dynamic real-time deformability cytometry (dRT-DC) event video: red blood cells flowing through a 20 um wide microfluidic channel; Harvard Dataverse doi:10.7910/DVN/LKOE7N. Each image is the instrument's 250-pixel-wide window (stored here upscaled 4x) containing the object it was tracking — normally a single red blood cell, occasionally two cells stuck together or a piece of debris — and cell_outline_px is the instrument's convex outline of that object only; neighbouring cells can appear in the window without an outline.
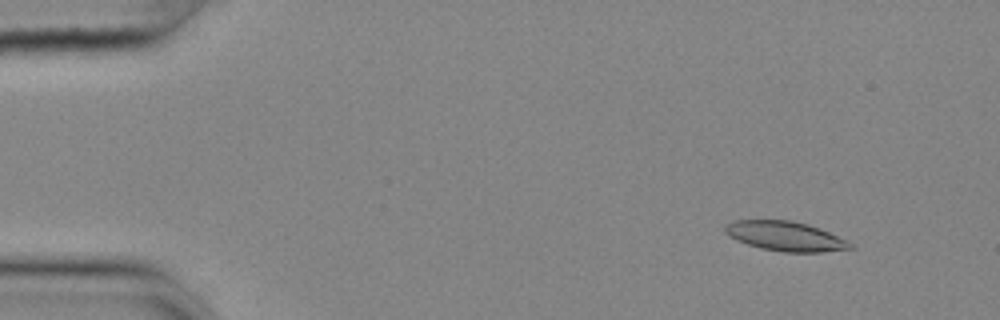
{"species": "common noctule bat (a hibernating species)", "species_latin": "Nyctalus noctula", "temperature_condition": "cold", "stored_images_in_passage": 56, "camera_frame_rate_fps": 3000, "um_per_image_px": 0.085, "animal": {"sex": "female", "body_mass_g": 25.1}, "frame": {"image": 1, "passage_image": 6, "time_ms": 1.667, "image_size_px": [1000, 320], "cell_outline_px": [[856, 248], [820, 252], [784, 252], [760, 248], [736, 240], [728, 236], [724, 232], [724, 224], [732, 220], [792, 220], [808, 224], [848, 240], [856, 244]], "centroid_in_image_um": [66.76, 20.07], "position_along_channel_um": 18.2, "area_um2": 21.85}}
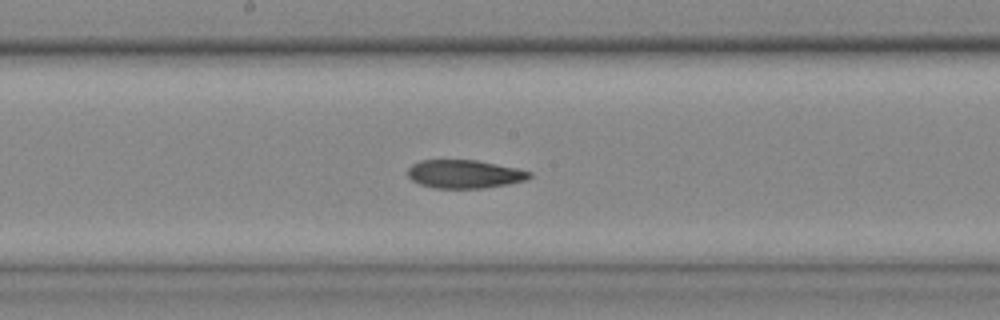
{"frame": {"image": 2, "passage_image": 30, "time_ms": 9.667, "image_size_px": [1000, 320], "cell_outline_px": [[532, 176], [524, 180], [508, 184], [484, 188], [432, 188], [420, 184], [412, 180], [408, 176], [408, 168], [412, 164], [420, 160], [476, 160], [516, 168], [532, 172]], "centroid_in_image_um": [39.46, 14.79], "position_along_channel_um": 208.7, "area_um2": 20.06}}
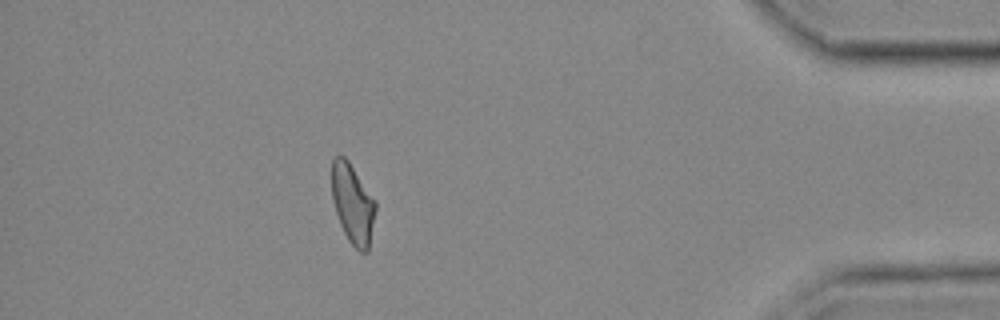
{"frame": {"image": 3, "passage_image": 50, "time_ms": 16.333, "image_size_px": [1000, 320], "cell_outline_px": [[376, 208], [368, 252], [360, 252], [348, 240], [340, 224], [332, 200], [332, 160], [336, 156], [344, 156], [348, 160], [376, 200]], "centroid_in_image_um": [29.99, 17.32], "position_along_channel_um": 405.2, "area_um2": 20.29}, "authors_computed_cell_mechanics": {"area_um2": 21.2993, "velocity_mm_per_s": 3.6235, "shape_relaxation_time_tau1_ms": null, "shape_relaxation_time_tau2_ms": 6.5909, "deformation_change_tau1": null, "deformation_change_tau2": 0.1212}}